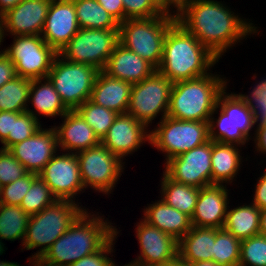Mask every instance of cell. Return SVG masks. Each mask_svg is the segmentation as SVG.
Masks as SVG:
<instances>
[{
	"mask_svg": "<svg viewBox=\"0 0 266 266\" xmlns=\"http://www.w3.org/2000/svg\"><path fill=\"white\" fill-rule=\"evenodd\" d=\"M122 266H145V265L134 263V262L131 261V262H129V263L125 264V265H122Z\"/></svg>",
	"mask_w": 266,
	"mask_h": 266,
	"instance_id": "58",
	"label": "cell"
},
{
	"mask_svg": "<svg viewBox=\"0 0 266 266\" xmlns=\"http://www.w3.org/2000/svg\"><path fill=\"white\" fill-rule=\"evenodd\" d=\"M120 231L122 230L117 229V234L101 250L87 255L68 266H118L114 259L110 257L114 256L112 253L115 252L114 247Z\"/></svg>",
	"mask_w": 266,
	"mask_h": 266,
	"instance_id": "43",
	"label": "cell"
},
{
	"mask_svg": "<svg viewBox=\"0 0 266 266\" xmlns=\"http://www.w3.org/2000/svg\"><path fill=\"white\" fill-rule=\"evenodd\" d=\"M94 212L85 210L40 259L51 266H68L101 250L117 234V227Z\"/></svg>",
	"mask_w": 266,
	"mask_h": 266,
	"instance_id": "2",
	"label": "cell"
},
{
	"mask_svg": "<svg viewBox=\"0 0 266 266\" xmlns=\"http://www.w3.org/2000/svg\"><path fill=\"white\" fill-rule=\"evenodd\" d=\"M212 72L173 83L167 116L178 120L209 122L219 95L230 83L224 75Z\"/></svg>",
	"mask_w": 266,
	"mask_h": 266,
	"instance_id": "4",
	"label": "cell"
},
{
	"mask_svg": "<svg viewBox=\"0 0 266 266\" xmlns=\"http://www.w3.org/2000/svg\"><path fill=\"white\" fill-rule=\"evenodd\" d=\"M255 143L256 153L265 155L266 154V123L256 127L255 135L253 140ZM266 157V156H265Z\"/></svg>",
	"mask_w": 266,
	"mask_h": 266,
	"instance_id": "48",
	"label": "cell"
},
{
	"mask_svg": "<svg viewBox=\"0 0 266 266\" xmlns=\"http://www.w3.org/2000/svg\"><path fill=\"white\" fill-rule=\"evenodd\" d=\"M156 70L148 61L118 44L103 72L112 78L135 84L151 76Z\"/></svg>",
	"mask_w": 266,
	"mask_h": 266,
	"instance_id": "23",
	"label": "cell"
},
{
	"mask_svg": "<svg viewBox=\"0 0 266 266\" xmlns=\"http://www.w3.org/2000/svg\"><path fill=\"white\" fill-rule=\"evenodd\" d=\"M176 22L175 12L152 18L127 19L119 24V44L159 67L168 29Z\"/></svg>",
	"mask_w": 266,
	"mask_h": 266,
	"instance_id": "6",
	"label": "cell"
},
{
	"mask_svg": "<svg viewBox=\"0 0 266 266\" xmlns=\"http://www.w3.org/2000/svg\"><path fill=\"white\" fill-rule=\"evenodd\" d=\"M191 266H222L218 263H216L215 261H200V262H194V263H190Z\"/></svg>",
	"mask_w": 266,
	"mask_h": 266,
	"instance_id": "53",
	"label": "cell"
},
{
	"mask_svg": "<svg viewBox=\"0 0 266 266\" xmlns=\"http://www.w3.org/2000/svg\"><path fill=\"white\" fill-rule=\"evenodd\" d=\"M82 183L85 190L109 196L120 180L125 162L112 154L101 142L87 150L76 153ZM109 194V195H108Z\"/></svg>",
	"mask_w": 266,
	"mask_h": 266,
	"instance_id": "12",
	"label": "cell"
},
{
	"mask_svg": "<svg viewBox=\"0 0 266 266\" xmlns=\"http://www.w3.org/2000/svg\"><path fill=\"white\" fill-rule=\"evenodd\" d=\"M105 10L120 24L125 21L123 0H97Z\"/></svg>",
	"mask_w": 266,
	"mask_h": 266,
	"instance_id": "46",
	"label": "cell"
},
{
	"mask_svg": "<svg viewBox=\"0 0 266 266\" xmlns=\"http://www.w3.org/2000/svg\"><path fill=\"white\" fill-rule=\"evenodd\" d=\"M31 79L16 76L0 87V111L26 112Z\"/></svg>",
	"mask_w": 266,
	"mask_h": 266,
	"instance_id": "33",
	"label": "cell"
},
{
	"mask_svg": "<svg viewBox=\"0 0 266 266\" xmlns=\"http://www.w3.org/2000/svg\"><path fill=\"white\" fill-rule=\"evenodd\" d=\"M38 176L50 187L58 200L76 202L75 198L85 192L79 161L74 153L58 151Z\"/></svg>",
	"mask_w": 266,
	"mask_h": 266,
	"instance_id": "15",
	"label": "cell"
},
{
	"mask_svg": "<svg viewBox=\"0 0 266 266\" xmlns=\"http://www.w3.org/2000/svg\"><path fill=\"white\" fill-rule=\"evenodd\" d=\"M99 73L87 64L67 61L56 55L47 78L68 110H76L90 99L95 79Z\"/></svg>",
	"mask_w": 266,
	"mask_h": 266,
	"instance_id": "9",
	"label": "cell"
},
{
	"mask_svg": "<svg viewBox=\"0 0 266 266\" xmlns=\"http://www.w3.org/2000/svg\"><path fill=\"white\" fill-rule=\"evenodd\" d=\"M28 171L8 149L0 148V186L16 181Z\"/></svg>",
	"mask_w": 266,
	"mask_h": 266,
	"instance_id": "42",
	"label": "cell"
},
{
	"mask_svg": "<svg viewBox=\"0 0 266 266\" xmlns=\"http://www.w3.org/2000/svg\"><path fill=\"white\" fill-rule=\"evenodd\" d=\"M215 228L196 227L178 241V256L189 263L214 261Z\"/></svg>",
	"mask_w": 266,
	"mask_h": 266,
	"instance_id": "28",
	"label": "cell"
},
{
	"mask_svg": "<svg viewBox=\"0 0 266 266\" xmlns=\"http://www.w3.org/2000/svg\"><path fill=\"white\" fill-rule=\"evenodd\" d=\"M166 266H191L189 262H186L184 260H182L179 256L174 259L172 262H170L168 265Z\"/></svg>",
	"mask_w": 266,
	"mask_h": 266,
	"instance_id": "52",
	"label": "cell"
},
{
	"mask_svg": "<svg viewBox=\"0 0 266 266\" xmlns=\"http://www.w3.org/2000/svg\"><path fill=\"white\" fill-rule=\"evenodd\" d=\"M251 203L259 210L266 208V167L264 172L257 178Z\"/></svg>",
	"mask_w": 266,
	"mask_h": 266,
	"instance_id": "44",
	"label": "cell"
},
{
	"mask_svg": "<svg viewBox=\"0 0 266 266\" xmlns=\"http://www.w3.org/2000/svg\"><path fill=\"white\" fill-rule=\"evenodd\" d=\"M241 148L235 144L212 141V184L230 185L237 178L244 161Z\"/></svg>",
	"mask_w": 266,
	"mask_h": 266,
	"instance_id": "27",
	"label": "cell"
},
{
	"mask_svg": "<svg viewBox=\"0 0 266 266\" xmlns=\"http://www.w3.org/2000/svg\"><path fill=\"white\" fill-rule=\"evenodd\" d=\"M226 89L219 95L217 106L210 116L209 139L243 147L254 138L255 131L250 133L253 128L256 130L254 116L237 93H229ZM215 114H219L218 118L214 117Z\"/></svg>",
	"mask_w": 266,
	"mask_h": 266,
	"instance_id": "7",
	"label": "cell"
},
{
	"mask_svg": "<svg viewBox=\"0 0 266 266\" xmlns=\"http://www.w3.org/2000/svg\"><path fill=\"white\" fill-rule=\"evenodd\" d=\"M260 234L266 236V208L260 210Z\"/></svg>",
	"mask_w": 266,
	"mask_h": 266,
	"instance_id": "51",
	"label": "cell"
},
{
	"mask_svg": "<svg viewBox=\"0 0 266 266\" xmlns=\"http://www.w3.org/2000/svg\"><path fill=\"white\" fill-rule=\"evenodd\" d=\"M13 112L0 111V143L12 135Z\"/></svg>",
	"mask_w": 266,
	"mask_h": 266,
	"instance_id": "47",
	"label": "cell"
},
{
	"mask_svg": "<svg viewBox=\"0 0 266 266\" xmlns=\"http://www.w3.org/2000/svg\"><path fill=\"white\" fill-rule=\"evenodd\" d=\"M80 27L72 0H52L41 33L57 53L74 37Z\"/></svg>",
	"mask_w": 266,
	"mask_h": 266,
	"instance_id": "19",
	"label": "cell"
},
{
	"mask_svg": "<svg viewBox=\"0 0 266 266\" xmlns=\"http://www.w3.org/2000/svg\"><path fill=\"white\" fill-rule=\"evenodd\" d=\"M135 233L140 254L132 262L145 266H166L178 257V241L142 218L135 226Z\"/></svg>",
	"mask_w": 266,
	"mask_h": 266,
	"instance_id": "16",
	"label": "cell"
},
{
	"mask_svg": "<svg viewBox=\"0 0 266 266\" xmlns=\"http://www.w3.org/2000/svg\"><path fill=\"white\" fill-rule=\"evenodd\" d=\"M41 121L28 112H13L12 135L1 143L2 149H10L13 145L30 138L39 128L43 127Z\"/></svg>",
	"mask_w": 266,
	"mask_h": 266,
	"instance_id": "37",
	"label": "cell"
},
{
	"mask_svg": "<svg viewBox=\"0 0 266 266\" xmlns=\"http://www.w3.org/2000/svg\"><path fill=\"white\" fill-rule=\"evenodd\" d=\"M58 200L50 190V187L37 175L26 193L20 207L29 215L41 212L47 206Z\"/></svg>",
	"mask_w": 266,
	"mask_h": 266,
	"instance_id": "36",
	"label": "cell"
},
{
	"mask_svg": "<svg viewBox=\"0 0 266 266\" xmlns=\"http://www.w3.org/2000/svg\"><path fill=\"white\" fill-rule=\"evenodd\" d=\"M123 7L125 20L152 18L168 12L158 0H123Z\"/></svg>",
	"mask_w": 266,
	"mask_h": 266,
	"instance_id": "40",
	"label": "cell"
},
{
	"mask_svg": "<svg viewBox=\"0 0 266 266\" xmlns=\"http://www.w3.org/2000/svg\"><path fill=\"white\" fill-rule=\"evenodd\" d=\"M80 28L119 29V23L97 0H72Z\"/></svg>",
	"mask_w": 266,
	"mask_h": 266,
	"instance_id": "31",
	"label": "cell"
},
{
	"mask_svg": "<svg viewBox=\"0 0 266 266\" xmlns=\"http://www.w3.org/2000/svg\"><path fill=\"white\" fill-rule=\"evenodd\" d=\"M218 62L215 55L176 21L167 31L157 71L175 83L205 76Z\"/></svg>",
	"mask_w": 266,
	"mask_h": 266,
	"instance_id": "3",
	"label": "cell"
},
{
	"mask_svg": "<svg viewBox=\"0 0 266 266\" xmlns=\"http://www.w3.org/2000/svg\"><path fill=\"white\" fill-rule=\"evenodd\" d=\"M52 0H23L2 15L5 36L41 35ZM8 33V34H7Z\"/></svg>",
	"mask_w": 266,
	"mask_h": 266,
	"instance_id": "20",
	"label": "cell"
},
{
	"mask_svg": "<svg viewBox=\"0 0 266 266\" xmlns=\"http://www.w3.org/2000/svg\"><path fill=\"white\" fill-rule=\"evenodd\" d=\"M32 104V108L29 105ZM69 110L62 103L51 81L46 78L32 79L29 102L26 112L38 120L42 117L54 118L64 116ZM41 117V118H40Z\"/></svg>",
	"mask_w": 266,
	"mask_h": 266,
	"instance_id": "26",
	"label": "cell"
},
{
	"mask_svg": "<svg viewBox=\"0 0 266 266\" xmlns=\"http://www.w3.org/2000/svg\"><path fill=\"white\" fill-rule=\"evenodd\" d=\"M161 199L169 206L192 217L197 203L199 188L172 180L164 171L160 180Z\"/></svg>",
	"mask_w": 266,
	"mask_h": 266,
	"instance_id": "30",
	"label": "cell"
},
{
	"mask_svg": "<svg viewBox=\"0 0 266 266\" xmlns=\"http://www.w3.org/2000/svg\"><path fill=\"white\" fill-rule=\"evenodd\" d=\"M255 86L251 87V92L247 94L238 93V97L252 111L255 126L266 123V75L261 77V81L256 80Z\"/></svg>",
	"mask_w": 266,
	"mask_h": 266,
	"instance_id": "39",
	"label": "cell"
},
{
	"mask_svg": "<svg viewBox=\"0 0 266 266\" xmlns=\"http://www.w3.org/2000/svg\"><path fill=\"white\" fill-rule=\"evenodd\" d=\"M39 128L30 138L13 145L9 151L30 173L39 174L59 151L56 131Z\"/></svg>",
	"mask_w": 266,
	"mask_h": 266,
	"instance_id": "18",
	"label": "cell"
},
{
	"mask_svg": "<svg viewBox=\"0 0 266 266\" xmlns=\"http://www.w3.org/2000/svg\"><path fill=\"white\" fill-rule=\"evenodd\" d=\"M37 174L28 172L16 181L1 187L0 203L20 206L22 199L29 191L31 183Z\"/></svg>",
	"mask_w": 266,
	"mask_h": 266,
	"instance_id": "41",
	"label": "cell"
},
{
	"mask_svg": "<svg viewBox=\"0 0 266 266\" xmlns=\"http://www.w3.org/2000/svg\"><path fill=\"white\" fill-rule=\"evenodd\" d=\"M212 140L164 163V172L174 181L197 188L212 185Z\"/></svg>",
	"mask_w": 266,
	"mask_h": 266,
	"instance_id": "14",
	"label": "cell"
},
{
	"mask_svg": "<svg viewBox=\"0 0 266 266\" xmlns=\"http://www.w3.org/2000/svg\"><path fill=\"white\" fill-rule=\"evenodd\" d=\"M4 41V34H3V19H2V15H0V51H3L1 49V46H3L2 43ZM2 44V45H1Z\"/></svg>",
	"mask_w": 266,
	"mask_h": 266,
	"instance_id": "55",
	"label": "cell"
},
{
	"mask_svg": "<svg viewBox=\"0 0 266 266\" xmlns=\"http://www.w3.org/2000/svg\"><path fill=\"white\" fill-rule=\"evenodd\" d=\"M131 86L132 84L127 81L112 78L103 71H99L90 100L118 114H126Z\"/></svg>",
	"mask_w": 266,
	"mask_h": 266,
	"instance_id": "24",
	"label": "cell"
},
{
	"mask_svg": "<svg viewBox=\"0 0 266 266\" xmlns=\"http://www.w3.org/2000/svg\"><path fill=\"white\" fill-rule=\"evenodd\" d=\"M239 266H266V236L259 234L240 242Z\"/></svg>",
	"mask_w": 266,
	"mask_h": 266,
	"instance_id": "38",
	"label": "cell"
},
{
	"mask_svg": "<svg viewBox=\"0 0 266 266\" xmlns=\"http://www.w3.org/2000/svg\"><path fill=\"white\" fill-rule=\"evenodd\" d=\"M240 242L224 228H215L214 261L222 266H239Z\"/></svg>",
	"mask_w": 266,
	"mask_h": 266,
	"instance_id": "35",
	"label": "cell"
},
{
	"mask_svg": "<svg viewBox=\"0 0 266 266\" xmlns=\"http://www.w3.org/2000/svg\"><path fill=\"white\" fill-rule=\"evenodd\" d=\"M172 86L173 83L157 70L141 82L132 84L126 113L150 128L159 114V121L167 116Z\"/></svg>",
	"mask_w": 266,
	"mask_h": 266,
	"instance_id": "11",
	"label": "cell"
},
{
	"mask_svg": "<svg viewBox=\"0 0 266 266\" xmlns=\"http://www.w3.org/2000/svg\"><path fill=\"white\" fill-rule=\"evenodd\" d=\"M5 244L0 240V256L5 254V250H7V248L4 246Z\"/></svg>",
	"mask_w": 266,
	"mask_h": 266,
	"instance_id": "57",
	"label": "cell"
},
{
	"mask_svg": "<svg viewBox=\"0 0 266 266\" xmlns=\"http://www.w3.org/2000/svg\"><path fill=\"white\" fill-rule=\"evenodd\" d=\"M23 0H0V15L5 14L9 9L14 8Z\"/></svg>",
	"mask_w": 266,
	"mask_h": 266,
	"instance_id": "50",
	"label": "cell"
},
{
	"mask_svg": "<svg viewBox=\"0 0 266 266\" xmlns=\"http://www.w3.org/2000/svg\"><path fill=\"white\" fill-rule=\"evenodd\" d=\"M143 209V220L179 241L192 227L191 218L162 199Z\"/></svg>",
	"mask_w": 266,
	"mask_h": 266,
	"instance_id": "25",
	"label": "cell"
},
{
	"mask_svg": "<svg viewBox=\"0 0 266 266\" xmlns=\"http://www.w3.org/2000/svg\"><path fill=\"white\" fill-rule=\"evenodd\" d=\"M150 128L129 114H118L100 141L112 154L123 161L137 152L143 144H150ZM125 158V159H124Z\"/></svg>",
	"mask_w": 266,
	"mask_h": 266,
	"instance_id": "17",
	"label": "cell"
},
{
	"mask_svg": "<svg viewBox=\"0 0 266 266\" xmlns=\"http://www.w3.org/2000/svg\"><path fill=\"white\" fill-rule=\"evenodd\" d=\"M12 37L13 43L3 51L14 63L16 75L31 80L46 78L58 53L41 35Z\"/></svg>",
	"mask_w": 266,
	"mask_h": 266,
	"instance_id": "13",
	"label": "cell"
},
{
	"mask_svg": "<svg viewBox=\"0 0 266 266\" xmlns=\"http://www.w3.org/2000/svg\"><path fill=\"white\" fill-rule=\"evenodd\" d=\"M76 111L81 115L86 123L90 125L100 141L106 135L108 129L118 116V113L115 111L97 105L90 99L80 105Z\"/></svg>",
	"mask_w": 266,
	"mask_h": 266,
	"instance_id": "34",
	"label": "cell"
},
{
	"mask_svg": "<svg viewBox=\"0 0 266 266\" xmlns=\"http://www.w3.org/2000/svg\"><path fill=\"white\" fill-rule=\"evenodd\" d=\"M0 266H22L21 264H18L17 262H10L9 260H2L0 259ZM24 266V265H23Z\"/></svg>",
	"mask_w": 266,
	"mask_h": 266,
	"instance_id": "56",
	"label": "cell"
},
{
	"mask_svg": "<svg viewBox=\"0 0 266 266\" xmlns=\"http://www.w3.org/2000/svg\"><path fill=\"white\" fill-rule=\"evenodd\" d=\"M238 14L217 0H188L175 12L176 21L219 60L242 40L262 34L252 20Z\"/></svg>",
	"mask_w": 266,
	"mask_h": 266,
	"instance_id": "1",
	"label": "cell"
},
{
	"mask_svg": "<svg viewBox=\"0 0 266 266\" xmlns=\"http://www.w3.org/2000/svg\"><path fill=\"white\" fill-rule=\"evenodd\" d=\"M209 140L208 122L178 120L166 116L150 130V146L164 154L165 163Z\"/></svg>",
	"mask_w": 266,
	"mask_h": 266,
	"instance_id": "8",
	"label": "cell"
},
{
	"mask_svg": "<svg viewBox=\"0 0 266 266\" xmlns=\"http://www.w3.org/2000/svg\"><path fill=\"white\" fill-rule=\"evenodd\" d=\"M29 217L20 206L0 203V240H21L23 244Z\"/></svg>",
	"mask_w": 266,
	"mask_h": 266,
	"instance_id": "32",
	"label": "cell"
},
{
	"mask_svg": "<svg viewBox=\"0 0 266 266\" xmlns=\"http://www.w3.org/2000/svg\"><path fill=\"white\" fill-rule=\"evenodd\" d=\"M229 191L227 185L212 184L200 188L195 210L191 217L192 226L223 228L230 204Z\"/></svg>",
	"mask_w": 266,
	"mask_h": 266,
	"instance_id": "21",
	"label": "cell"
},
{
	"mask_svg": "<svg viewBox=\"0 0 266 266\" xmlns=\"http://www.w3.org/2000/svg\"><path fill=\"white\" fill-rule=\"evenodd\" d=\"M16 76L14 63L4 51L0 52V87Z\"/></svg>",
	"mask_w": 266,
	"mask_h": 266,
	"instance_id": "45",
	"label": "cell"
},
{
	"mask_svg": "<svg viewBox=\"0 0 266 266\" xmlns=\"http://www.w3.org/2000/svg\"><path fill=\"white\" fill-rule=\"evenodd\" d=\"M119 44V29L80 28L58 53L67 61L87 64L103 71Z\"/></svg>",
	"mask_w": 266,
	"mask_h": 266,
	"instance_id": "10",
	"label": "cell"
},
{
	"mask_svg": "<svg viewBox=\"0 0 266 266\" xmlns=\"http://www.w3.org/2000/svg\"><path fill=\"white\" fill-rule=\"evenodd\" d=\"M228 206L224 229L240 241L260 234V210L250 204Z\"/></svg>",
	"mask_w": 266,
	"mask_h": 266,
	"instance_id": "29",
	"label": "cell"
},
{
	"mask_svg": "<svg viewBox=\"0 0 266 266\" xmlns=\"http://www.w3.org/2000/svg\"><path fill=\"white\" fill-rule=\"evenodd\" d=\"M61 120L60 125H53L59 151L76 154L100 143L93 129L76 110H69Z\"/></svg>",
	"mask_w": 266,
	"mask_h": 266,
	"instance_id": "22",
	"label": "cell"
},
{
	"mask_svg": "<svg viewBox=\"0 0 266 266\" xmlns=\"http://www.w3.org/2000/svg\"><path fill=\"white\" fill-rule=\"evenodd\" d=\"M188 0H159L163 7L172 12H176ZM171 9V10H170Z\"/></svg>",
	"mask_w": 266,
	"mask_h": 266,
	"instance_id": "49",
	"label": "cell"
},
{
	"mask_svg": "<svg viewBox=\"0 0 266 266\" xmlns=\"http://www.w3.org/2000/svg\"><path fill=\"white\" fill-rule=\"evenodd\" d=\"M28 261H29V264H31V266H51V265L44 263L41 259H29L28 258Z\"/></svg>",
	"mask_w": 266,
	"mask_h": 266,
	"instance_id": "54",
	"label": "cell"
},
{
	"mask_svg": "<svg viewBox=\"0 0 266 266\" xmlns=\"http://www.w3.org/2000/svg\"><path fill=\"white\" fill-rule=\"evenodd\" d=\"M76 201L56 200L41 212L29 217L21 250L23 252V250L39 248L29 259H40L75 220L85 210H89L85 206H80L79 199Z\"/></svg>",
	"mask_w": 266,
	"mask_h": 266,
	"instance_id": "5",
	"label": "cell"
}]
</instances>
